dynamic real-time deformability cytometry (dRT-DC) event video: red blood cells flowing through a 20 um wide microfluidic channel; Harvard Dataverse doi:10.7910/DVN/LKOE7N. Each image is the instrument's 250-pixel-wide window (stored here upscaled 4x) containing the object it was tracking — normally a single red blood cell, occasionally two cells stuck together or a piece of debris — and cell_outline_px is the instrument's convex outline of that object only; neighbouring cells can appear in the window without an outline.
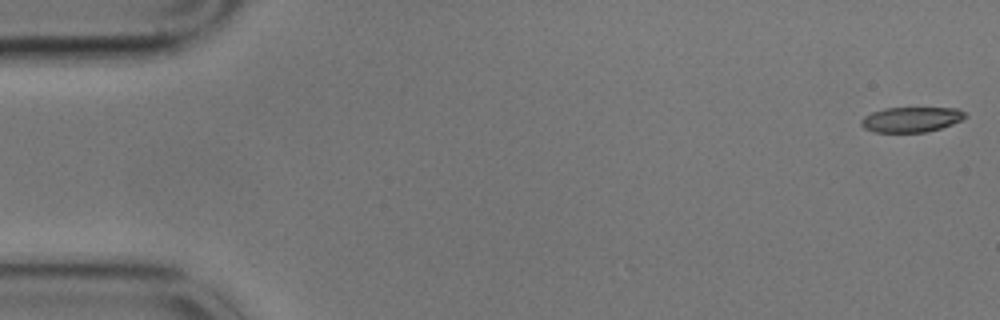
{"species": "common noctule bat (a hibernating species)", "species_latin": "Nyctalus noctula", "temperature_condition": "cold", "stored_images_in_passage": 8, "camera_frame_rate_fps": 3000, "um_per_image_px": 0.085, "animal": {"sex": "male", "body_mass_g": 17.9}, "frame": {"image": 1, "passage_image": 1, "time_ms": 0.0, "image_size_px": [1000, 320], "cell_outline_px": [[968, 116], [952, 124], [940, 128], [924, 132], [876, 132], [864, 128], [860, 124], [860, 120], [864, 116], [872, 112], [884, 108], [956, 108], [968, 112]], "centroid_in_image_um": [77.46, 10.15], "position_along_channel_um": 7.5, "area_um2": 15.26}}